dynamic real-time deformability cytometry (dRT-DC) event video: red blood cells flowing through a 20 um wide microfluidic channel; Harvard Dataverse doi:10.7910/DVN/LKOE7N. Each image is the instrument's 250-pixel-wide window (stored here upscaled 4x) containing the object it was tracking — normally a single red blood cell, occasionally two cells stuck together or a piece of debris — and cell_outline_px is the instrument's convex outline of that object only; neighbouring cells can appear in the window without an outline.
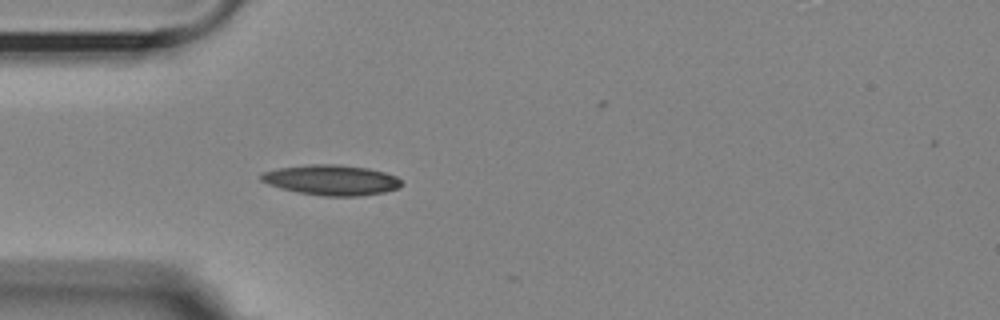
{"species": "Egyptian fruit bat (a non-hibernating species)", "species_latin": "Rousettus aegyptiacus", "temperature_condition": "room temperature", "stored_images_in_passage": 1, "camera_frame_rate_fps": 3000, "um_per_image_px": 0.085, "animal": {"sex": "female"}, "frame": {"image": 1, "passage_image": 1, "time_ms": 0.0, "image_size_px": [1000, 320], "cell_outline_px": [[404, 184], [396, 188], [384, 192], [360, 196], [324, 196], [300, 192], [280, 188], [268, 184], [260, 180], [260, 176], [264, 172], [276, 168], [308, 164], [340, 164], [368, 168], [384, 172], [396, 176]], "centroid_in_image_um": [28.17, 15.29], "position_along_channel_um": 56.8, "area_um2": 24.8}}